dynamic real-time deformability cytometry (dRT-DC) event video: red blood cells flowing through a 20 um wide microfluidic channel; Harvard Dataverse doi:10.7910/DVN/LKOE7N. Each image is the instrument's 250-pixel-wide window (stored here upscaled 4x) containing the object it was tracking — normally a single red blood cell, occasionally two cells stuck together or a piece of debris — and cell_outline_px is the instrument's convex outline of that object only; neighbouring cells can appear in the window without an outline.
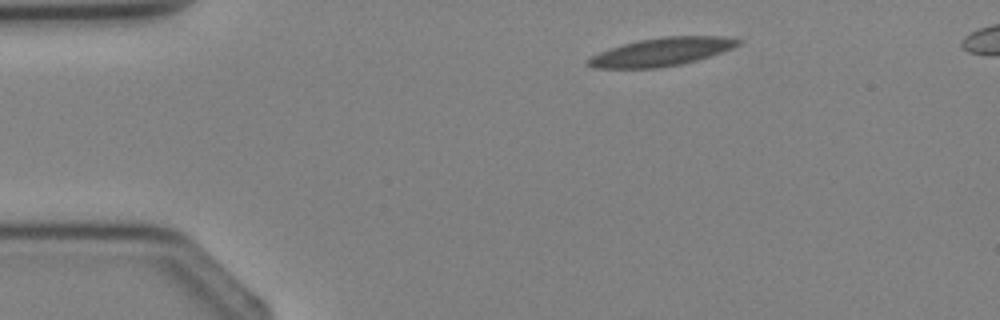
{"species": "Egyptian fruit bat (a non-hibernating species)", "species_latin": "Rousettus aegyptiacus", "temperature_condition": "cold", "stored_images_in_passage": 3, "segment_of_instrument_passage": [1, 2], "camera_frame_rate_fps": 3000, "um_per_image_px": 0.085, "animal": {"sex": "female"}, "frame": {"image": 1, "passage_image": 1, "time_ms": 0.0, "image_size_px": [1000, 320], "cell_outline_px": [[740, 44], [732, 48], [696, 60], [680, 64], [660, 68], [592, 68], [584, 64], [584, 60], [600, 52], [624, 44], [640, 40], [664, 36], [724, 36], [740, 40]], "centroid_in_image_um": [56.18, 4.42], "position_along_channel_um": 28.8, "area_um2": 24.39}}